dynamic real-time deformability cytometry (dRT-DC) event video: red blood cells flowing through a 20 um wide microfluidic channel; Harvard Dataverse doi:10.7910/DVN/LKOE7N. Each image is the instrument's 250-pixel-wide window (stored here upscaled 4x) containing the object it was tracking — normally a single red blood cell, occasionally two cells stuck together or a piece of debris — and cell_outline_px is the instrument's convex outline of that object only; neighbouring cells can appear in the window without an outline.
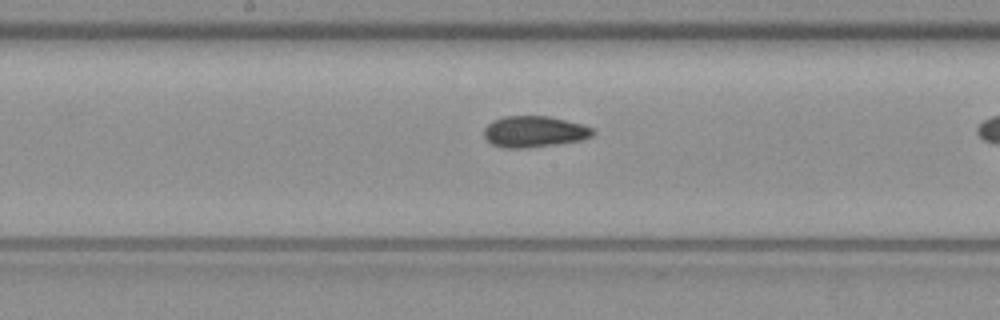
{"species": "common noctule bat (a hibernating species)", "species_latin": "Nyctalus noctula", "temperature_condition": "warm", "stored_images_in_passage": 34, "camera_frame_rate_fps": 3000, "um_per_image_px": 0.085, "animal": {"sex": "female", "body_mass_g": 19.3, "forearm_length_mm": 54.1}, "frame": {"image": 1, "passage_image": 20, "time_ms": 6.333, "image_size_px": [1000, 320], "cell_outline_px": [[596, 132], [592, 136], [580, 140], [556, 144], [524, 148], [504, 148], [492, 144], [484, 136], [484, 128], [492, 120], [504, 116], [548, 116], [580, 124], [592, 128]], "centroid_in_image_um": [45.38, 11.19], "position_along_channel_um": 202.8, "area_um2": 19.65}}
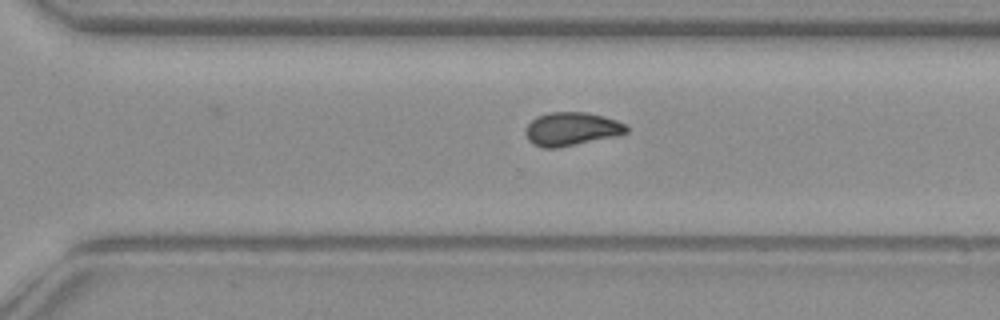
{"frame": {"image": 2, "passage_image": 29, "time_ms": 9.333, "image_size_px": [1000, 320], "cell_outline_px": [[628, 132], [612, 136], [556, 148], [540, 148], [532, 144], [528, 140], [524, 132], [528, 124], [536, 116], [548, 112], [584, 112], [604, 116], [628, 124]], "centroid_in_image_um": [48.53, 10.95], "position_along_channel_um": 322.1, "area_um2": 19.59}}